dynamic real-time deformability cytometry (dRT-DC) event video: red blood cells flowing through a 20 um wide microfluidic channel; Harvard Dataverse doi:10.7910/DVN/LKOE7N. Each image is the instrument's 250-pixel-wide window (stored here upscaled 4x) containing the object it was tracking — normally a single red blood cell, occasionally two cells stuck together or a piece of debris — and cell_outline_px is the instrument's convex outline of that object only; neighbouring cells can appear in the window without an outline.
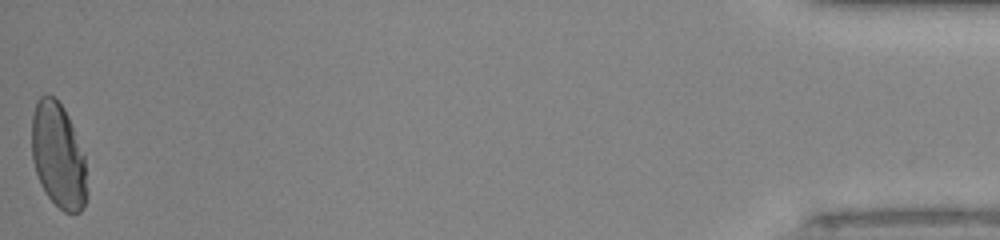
{"species": "human", "species_latin": "Homo sapiens", "temperature_condition": "room temperature", "stored_images_in_passage": 34, "camera_frame_rate_fps": 3000, "um_per_image_px": 0.085, "donor": {"sex": "male"}, "frame": {"image": 1, "passage_image": 34, "time_ms": 11.0, "image_size_px": [1000, 240], "cell_outline_px": [[88, 196], [84, 208], [80, 212], [64, 212], [44, 192], [40, 184], [32, 160], [32, 116], [36, 100], [44, 92], [52, 96], [64, 108], [68, 116], [84, 156], [88, 192]], "centroid_in_image_um": [4.95, 13.24], "position_along_channel_um": 430.3, "area_um2": 34.04}}